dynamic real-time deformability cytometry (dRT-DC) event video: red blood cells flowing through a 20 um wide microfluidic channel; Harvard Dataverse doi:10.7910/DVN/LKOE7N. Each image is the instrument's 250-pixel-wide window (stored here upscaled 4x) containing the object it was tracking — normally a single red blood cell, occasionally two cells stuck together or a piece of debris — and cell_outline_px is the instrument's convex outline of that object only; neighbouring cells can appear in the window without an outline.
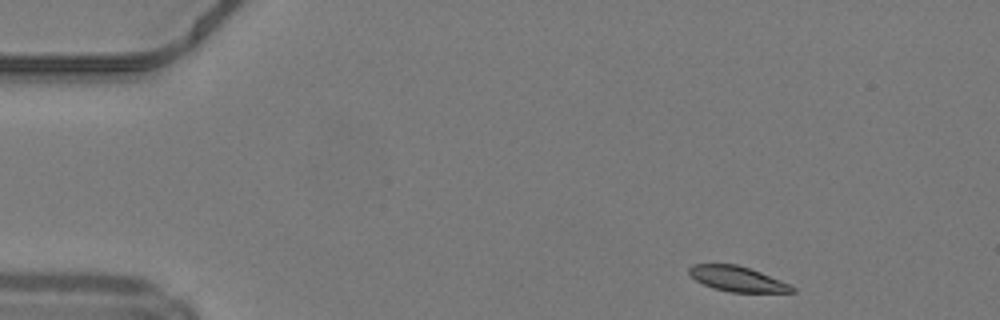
{"species": "common noctule bat (a hibernating species)", "species_latin": "Nyctalus noctula", "temperature_condition": "warm", "stored_images_in_passage": 43, "camera_frame_rate_fps": 3000, "um_per_image_px": 0.085, "animal": {"sex": "male", "body_mass_g": 19.2, "forearm_length_mm": 51.8}, "frame": {"image": 1, "passage_image": 1, "time_ms": 0.0, "image_size_px": [1000, 320], "cell_outline_px": [[796, 292], [728, 292], [712, 288], [696, 280], [688, 272], [688, 268], [692, 264], [736, 264], [760, 272], [780, 280], [796, 288]], "centroid_in_image_um": [62.65, 23.71], "position_along_channel_um": 22.3, "area_um2": 14.97}}
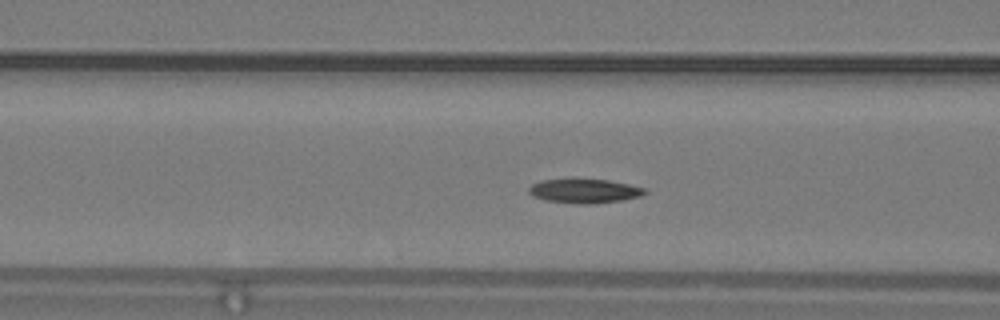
{"frame": {"image": 2, "passage_image": 14, "time_ms": 4.333, "image_size_px": [1000, 320], "cell_outline_px": [[648, 192], [640, 196], [624, 200], [592, 204], [576, 204], [548, 200], [532, 196], [528, 192], [528, 188], [532, 184], [540, 180], [608, 180], [628, 184], [644, 188]], "centroid_in_image_um": [49.68, 16.25], "position_along_channel_um": 116.9, "area_um2": 16.13}}
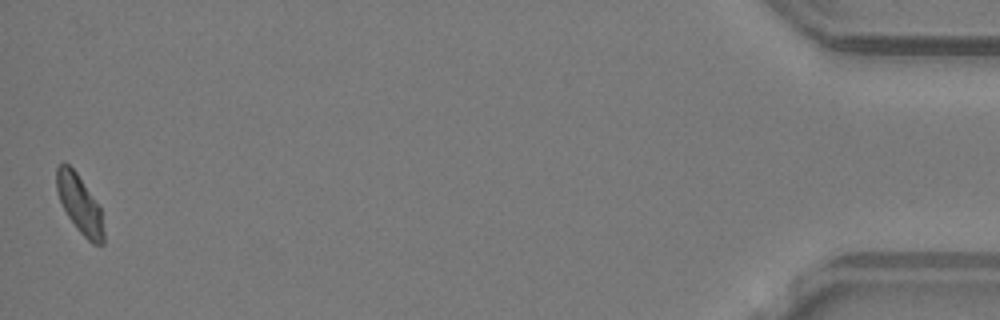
{"frame": {"image": 3, "passage_image": 43, "time_ms": 14.0, "image_size_px": [1000, 320], "cell_outline_px": [[104, 244], [92, 244], [76, 228], [68, 216], [60, 200], [56, 188], [56, 168], [64, 160], [76, 172], [100, 208], [104, 232]], "centroid_in_image_um": [6.76, 17.35], "position_along_channel_um": 428.4, "area_um2": 15.72}, "authors_computed_cell_mechanics": {"area_um2": 16.5308, "velocity_mm_per_s": 4.1988, "shape_relaxation_time_tau1_ms": 3.9692, "shape_relaxation_time_tau2_ms": 3.6502, "deformation_change_tau1": 0.1197, "deformation_change_tau2": 0.0897}}